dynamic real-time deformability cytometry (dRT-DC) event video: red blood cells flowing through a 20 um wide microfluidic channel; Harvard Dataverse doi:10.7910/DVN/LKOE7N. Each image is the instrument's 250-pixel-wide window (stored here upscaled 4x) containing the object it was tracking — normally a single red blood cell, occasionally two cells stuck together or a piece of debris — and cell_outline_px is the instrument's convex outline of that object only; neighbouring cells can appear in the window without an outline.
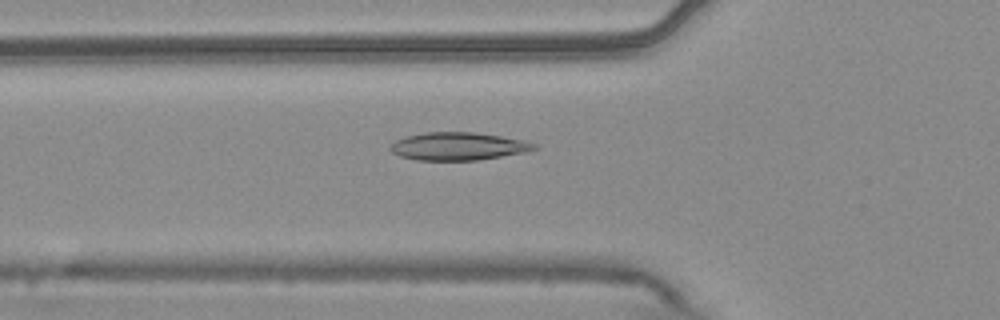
{"species": "common noctule bat (a hibernating species)", "species_latin": "Nyctalus noctula", "temperature_condition": "warm", "stored_images_in_passage": 54, "camera_frame_rate_fps": 3000, "um_per_image_px": 0.085, "animal": {"sex": "male", "body_mass_g": 20.4}, "frame": {"image": 1, "passage_image": 19, "time_ms": 6.0, "image_size_px": [1000, 320], "cell_outline_px": [[540, 148], [524, 152], [476, 160], [416, 160], [400, 156], [392, 152], [388, 148], [396, 140], [404, 136], [424, 132], [476, 132], [524, 140], [536, 144]], "centroid_in_image_um": [38.92, 12.42], "position_along_channel_um": 86.9, "area_um2": 23.35}}
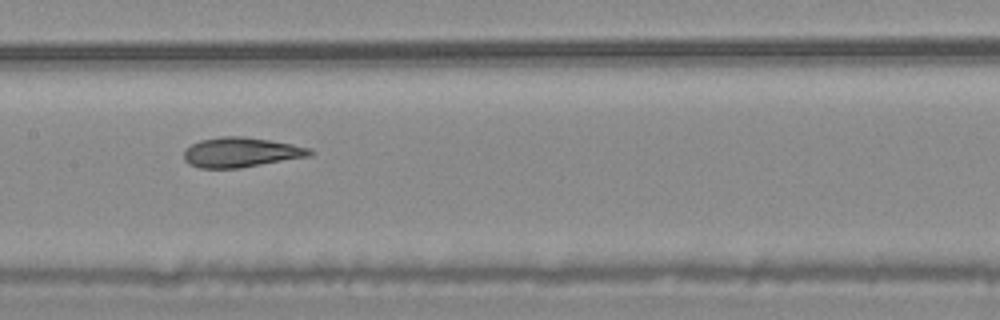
{"frame": {"image": 2, "passage_image": 27, "time_ms": 8.667, "image_size_px": [1000, 320], "cell_outline_px": [[312, 156], [240, 168], [200, 168], [188, 164], [184, 160], [184, 152], [192, 144], [200, 140], [224, 136], [244, 136], [272, 140], [312, 148]], "centroid_in_image_um": [20.52, 12.95], "position_along_channel_um": 186.9, "area_um2": 22.02}}
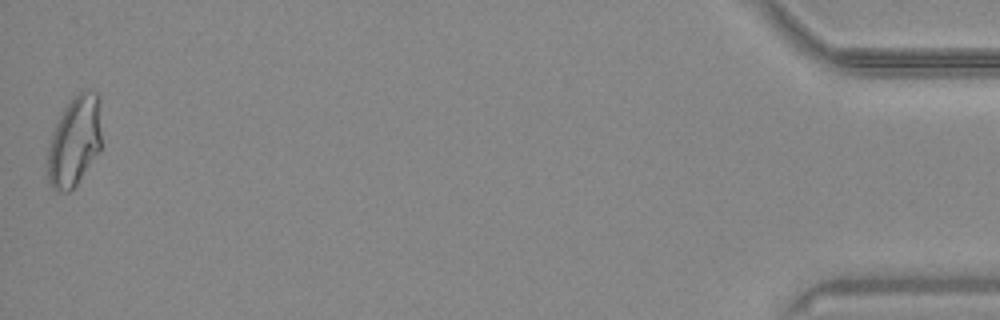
{"frame": {"image": 3, "passage_image": 54, "time_ms": 17.667, "image_size_px": [1000, 320], "cell_outline_px": [[100, 148], [76, 184], [68, 192], [56, 192], [52, 188], [48, 180], [48, 148], [52, 132], [64, 108], [84, 88], [96, 92], [100, 96]], "centroid_in_image_um": [6.33, 11.98], "position_along_channel_um": 428.9, "area_um2": 27.98}, "authors_computed_cell_mechanics": {"area_um2": 23.3223, "velocity_mm_per_s": 3.7358, "shape_relaxation_time_tau1_ms": null, "shape_relaxation_time_tau2_ms": 2.8215, "deformation_change_tau1": null, "deformation_change_tau2": 0.0837}}